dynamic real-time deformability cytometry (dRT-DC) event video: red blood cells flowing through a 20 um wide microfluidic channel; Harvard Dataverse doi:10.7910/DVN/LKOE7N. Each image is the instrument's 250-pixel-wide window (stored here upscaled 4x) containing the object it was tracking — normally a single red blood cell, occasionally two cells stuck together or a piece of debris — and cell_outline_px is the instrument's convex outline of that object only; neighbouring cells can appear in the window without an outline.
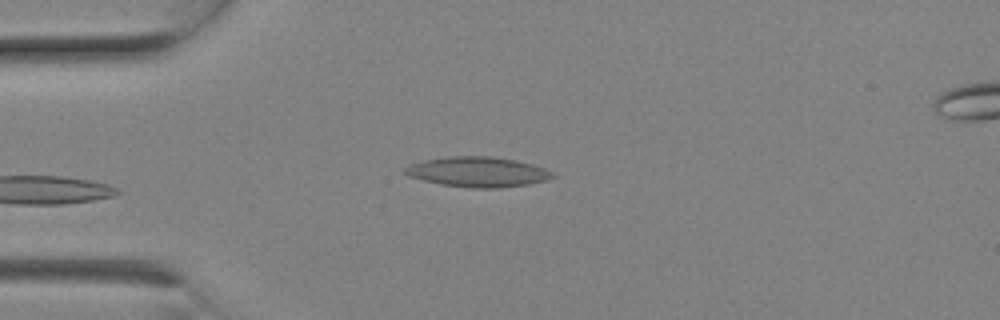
{"species": "Egyptian fruit bat (a non-hibernating species)", "species_latin": "Rousettus aegyptiacus", "temperature_condition": "room temperature", "stored_images_in_passage": 5, "camera_frame_rate_fps": 3000, "um_per_image_px": 0.085, "animal": {"sex": "female"}, "frame": {"image": 1, "passage_image": 5, "time_ms": 1.333, "image_size_px": [1000, 320], "cell_outline_px": [[556, 176], [548, 180], [528, 184], [500, 188], [472, 188], [440, 184], [408, 176], [404, 172], [404, 168], [412, 164], [424, 160], [448, 156], [492, 156], [516, 160], [532, 164], [556, 172]], "centroid_in_image_um": [40.66, 14.61], "position_along_channel_um": 44.3, "area_um2": 26.01}}